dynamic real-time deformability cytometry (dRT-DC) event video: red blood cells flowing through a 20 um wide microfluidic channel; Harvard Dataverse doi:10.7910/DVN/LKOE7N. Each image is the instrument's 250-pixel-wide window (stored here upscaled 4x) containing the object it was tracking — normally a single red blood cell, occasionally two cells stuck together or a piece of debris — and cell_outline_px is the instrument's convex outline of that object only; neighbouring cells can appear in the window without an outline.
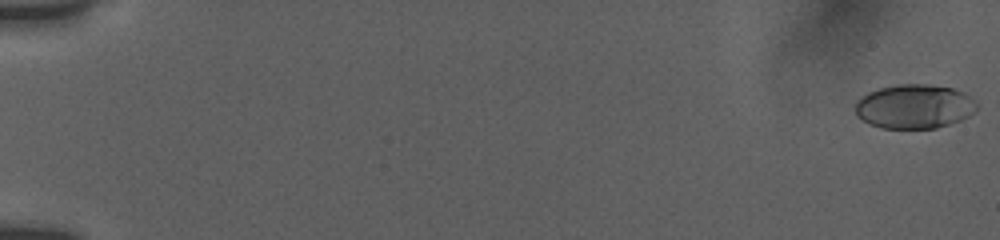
{"species": "human", "species_latin": "Homo sapiens", "temperature_condition": "room temperature", "stored_images_in_passage": 63, "camera_frame_rate_fps": 3000, "um_per_image_px": 0.085, "donor": {"sex": "female"}, "frame": {"image": 1, "passage_image": 1, "time_ms": 0.0, "image_size_px": [1000, 240], "cell_outline_px": [[980, 104], [976, 112], [960, 120], [936, 128], [880, 128], [868, 124], [856, 116], [856, 104], [868, 92], [880, 88], [896, 84], [928, 84], [952, 88], [964, 92]], "centroid_in_image_um": [77.76, 9.05], "position_along_channel_um": 7.2, "area_um2": 31.44}}
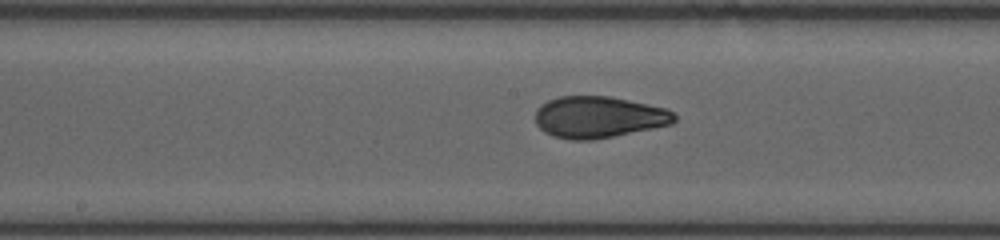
{"frame": {"image": 2, "passage_image": 39, "time_ms": 10.0, "image_size_px": [1000, 240], "cell_outline_px": [[676, 120], [672, 124], [592, 140], [568, 140], [552, 136], [544, 132], [536, 124], [536, 108], [540, 104], [548, 100], [560, 96], [608, 96], [668, 108], [676, 116]], "centroid_in_image_um": [50.86, 9.95], "position_along_channel_um": 197.3, "area_um2": 33.76}}
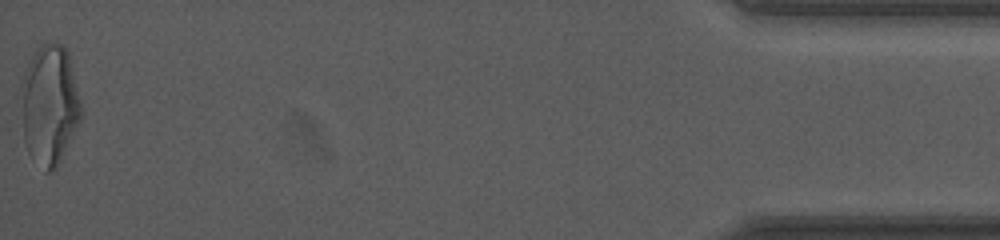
{"frame": {"image": 3, "passage_image": 63, "time_ms": 18.333, "image_size_px": [1000, 240], "cell_outline_px": [[80, 120], [56, 168], [48, 172], [44, 172], [28, 152], [24, 144], [20, 88], [28, 64], [32, 56], [44, 40], [60, 44], [68, 48], [80, 104]], "centroid_in_image_um": [4.18, 8.89], "position_along_channel_um": 431.0, "area_um2": 41.73}, "authors_computed_cell_mechanics": {"area_um2": 33.0616, "velocity_mm_per_s": 3.8268, "shape_relaxation_time_tau1_ms": 4.5102, "shape_relaxation_time_tau2_ms": 1.1641, "deformation_change_tau1": 0.1834, "deformation_change_tau2": 0.0699}}